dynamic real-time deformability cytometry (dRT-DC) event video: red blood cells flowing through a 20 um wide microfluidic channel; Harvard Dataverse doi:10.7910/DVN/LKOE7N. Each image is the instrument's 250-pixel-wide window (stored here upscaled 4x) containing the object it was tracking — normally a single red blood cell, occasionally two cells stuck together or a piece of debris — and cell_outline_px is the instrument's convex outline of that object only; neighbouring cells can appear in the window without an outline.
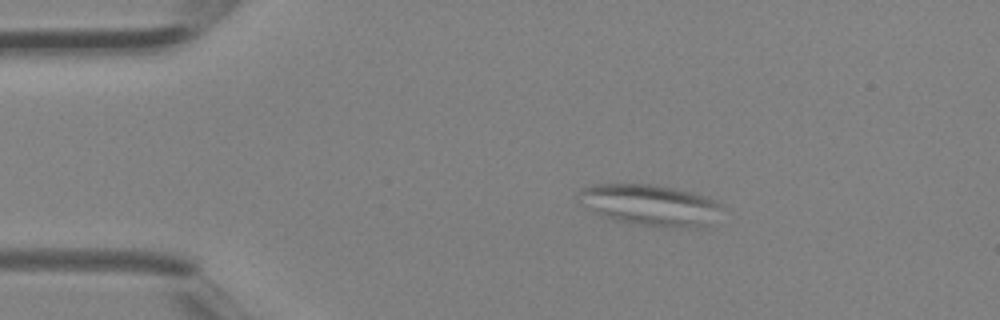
{"species": "Egyptian fruit bat (a non-hibernating species)", "species_latin": "Rousettus aegyptiacus", "temperature_condition": "room temperature", "stored_images_in_passage": 2, "camera_frame_rate_fps": 3000, "um_per_image_px": 0.085, "animal": {"sex": "female"}, "frame": {"image": 1, "passage_image": 1, "time_ms": 0.0, "image_size_px": [1000, 320], "cell_outline_px": [[724, 208], [708, 228], [680, 228], [636, 224], [616, 220], [604, 216], [596, 212], [584, 204], [580, 192], [580, 188], [592, 184], [652, 184], [692, 192], [708, 196], [724, 204]], "centroid_in_image_um": [55.42, 17.44], "position_along_channel_um": 29.6, "area_um2": 34.51}}